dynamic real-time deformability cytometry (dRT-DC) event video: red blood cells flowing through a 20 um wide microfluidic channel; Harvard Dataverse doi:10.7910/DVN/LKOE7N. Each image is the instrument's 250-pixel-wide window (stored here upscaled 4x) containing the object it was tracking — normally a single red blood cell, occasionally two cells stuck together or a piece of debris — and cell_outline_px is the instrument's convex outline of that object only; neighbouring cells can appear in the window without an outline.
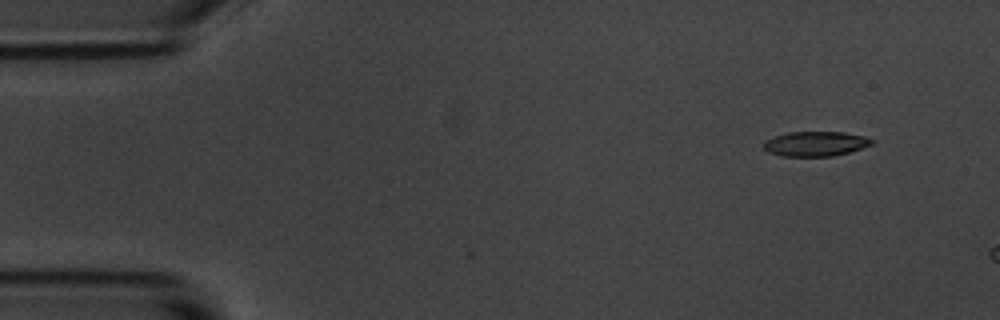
{"species": "common noctule bat (a hibernating species)", "species_latin": "Nyctalus noctula", "temperature_condition": "room temperature", "stored_images_in_passage": 3, "camera_frame_rate_fps": 3000, "um_per_image_px": 0.085, "animal": {"sex": "male", "body_mass_g": 20.1, "forearm_length_mm": 53.5}, "frame": {"image": 1, "passage_image": 1, "time_ms": 0.0, "image_size_px": [1000, 320], "cell_outline_px": [[876, 140], [872, 144], [848, 152], [832, 156], [780, 156], [768, 152], [764, 148], [764, 140], [772, 136], [788, 132], [844, 132], [864, 136]], "centroid_in_image_um": [69.28, 12.21], "position_along_channel_um": 15.7, "area_um2": 15.66}}